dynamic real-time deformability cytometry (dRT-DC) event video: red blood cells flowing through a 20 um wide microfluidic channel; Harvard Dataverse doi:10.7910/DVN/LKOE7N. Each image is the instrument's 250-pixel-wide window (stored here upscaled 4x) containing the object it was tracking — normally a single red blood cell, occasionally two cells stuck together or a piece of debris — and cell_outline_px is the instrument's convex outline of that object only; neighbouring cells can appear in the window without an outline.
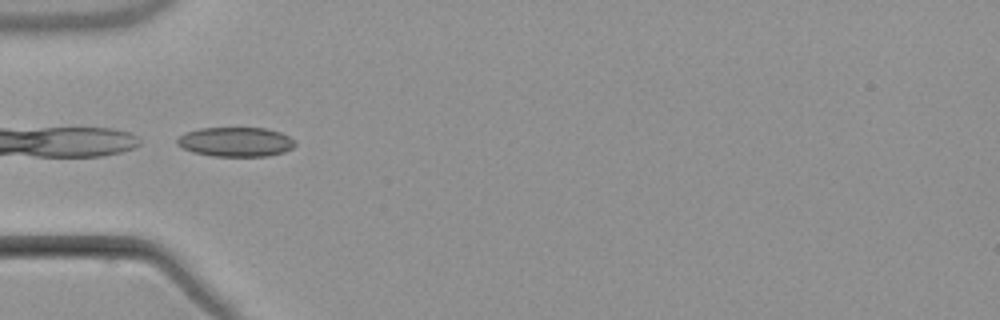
{"species": "common noctule bat (a hibernating species)", "species_latin": "Nyctalus noctula", "temperature_condition": "warm", "stored_images_in_passage": 6, "camera_frame_rate_fps": 3000, "um_per_image_px": 0.085, "animal": {"sex": "male", "body_mass_g": 21.5, "forearm_length_mm": 52.0}, "frame": {"image": 1, "passage_image": 5, "time_ms": 5.667, "image_size_px": [1000, 320], "cell_outline_px": [[296, 144], [292, 148], [284, 152], [268, 156], [212, 156], [192, 152], [176, 144], [176, 140], [184, 132], [200, 128], [268, 128], [280, 132], [296, 140]], "centroid_in_image_um": [20.04, 12.06], "position_along_channel_um": 65.0, "area_um2": 20.4}}
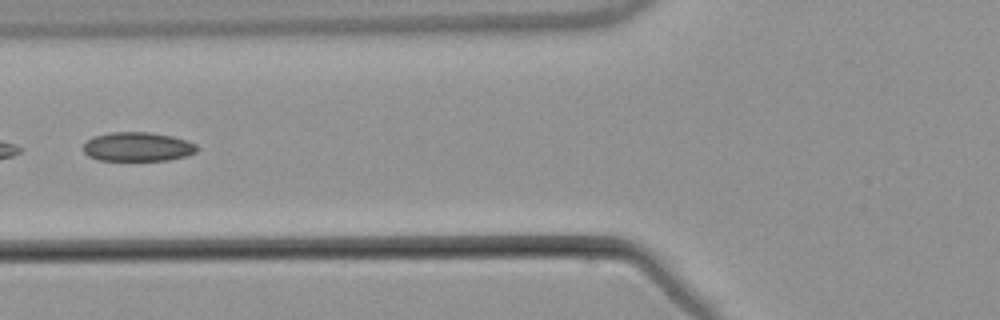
{"frame": {"image": 2, "passage_image": 6, "time_ms": 7.0, "image_size_px": [1000, 320], "cell_outline_px": [[196, 152], [184, 156], [168, 160], [100, 160], [88, 156], [84, 152], [84, 144], [88, 140], [96, 136], [112, 132], [148, 132], [172, 136], [188, 140], [196, 144]], "centroid_in_image_um": [11.71, 12.47], "position_along_channel_um": 114.1, "area_um2": 19.07}}